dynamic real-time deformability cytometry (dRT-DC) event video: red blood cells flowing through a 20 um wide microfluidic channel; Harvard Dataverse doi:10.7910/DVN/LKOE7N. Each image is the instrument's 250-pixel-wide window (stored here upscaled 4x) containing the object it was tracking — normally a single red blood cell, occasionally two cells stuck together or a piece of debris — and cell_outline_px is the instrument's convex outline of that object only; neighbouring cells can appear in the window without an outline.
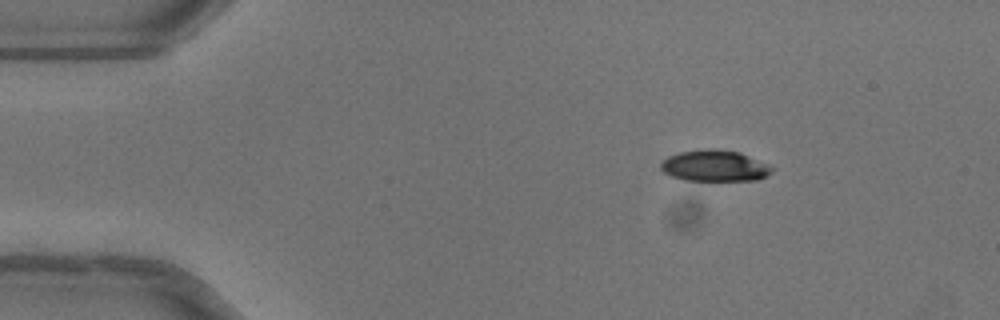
{"species": "common noctule bat (a hibernating species)", "species_latin": "Nyctalus noctula", "temperature_condition": "warm", "stored_images_in_passage": 44, "camera_frame_rate_fps": 3000, "um_per_image_px": 0.085, "animal": {"sex": "female"}, "frame": {"image": 1, "passage_image": 1, "time_ms": 0.0, "image_size_px": [1000, 320], "cell_outline_px": [[776, 168], [772, 172], [756, 180], [684, 180], [672, 176], [664, 172], [660, 168], [660, 164], [668, 156], [680, 152], [708, 148], [716, 148], [740, 152], [768, 164]], "centroid_in_image_um": [60.76, 14.08], "position_along_channel_um": 24.2, "area_um2": 20.23}}
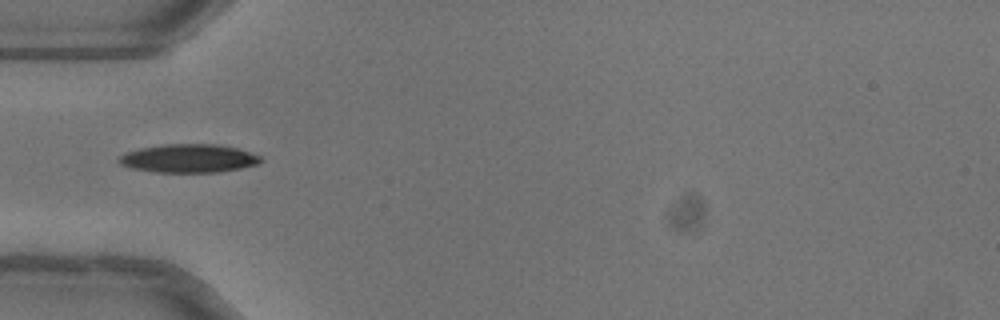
{"frame": {"image": 2, "passage_image": 10, "time_ms": 3.0, "image_size_px": [1000, 320], "cell_outline_px": [[264, 160], [256, 164], [240, 168], [216, 172], [156, 172], [132, 168], [120, 164], [116, 160], [120, 156], [128, 152], [140, 148], [164, 144], [216, 144], [236, 148], [260, 156]], "centroid_in_image_um": [16.02, 13.46], "position_along_channel_um": 69.0, "area_um2": 23.24}}
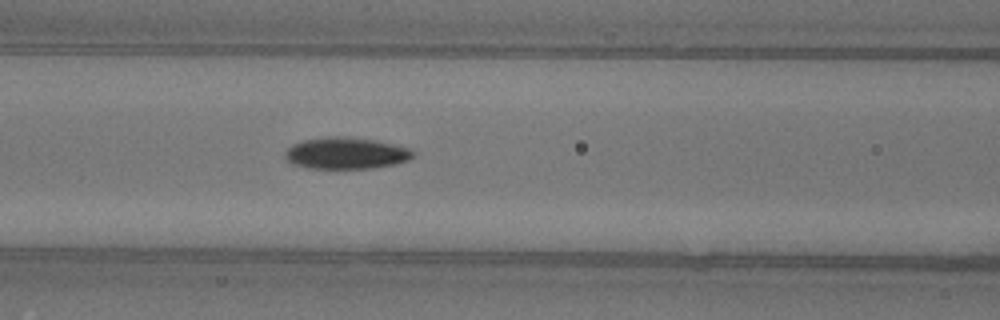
{"frame": {"image": 3, "passage_image": 15, "time_ms": 4.667, "image_size_px": [1000, 320], "cell_outline_px": [[416, 152], [408, 160], [392, 164], [372, 168], [308, 168], [292, 164], [284, 156], [284, 152], [292, 144], [304, 140], [328, 136], [348, 136], [376, 140], [408, 148]], "centroid_in_image_um": [29.38, 13.01], "position_along_channel_um": 137.2, "area_um2": 23.52}, "authors_computed_cell_mechanics": {"area_um2": 22.542, "velocity_mm_per_s": 4.0385, "shape_relaxation_time_tau1_ms": 3.3839, "shape_relaxation_time_tau2_ms": 3.3481, "deformation_change_tau1": 0.1384, "deformation_change_tau2": 0.082}}